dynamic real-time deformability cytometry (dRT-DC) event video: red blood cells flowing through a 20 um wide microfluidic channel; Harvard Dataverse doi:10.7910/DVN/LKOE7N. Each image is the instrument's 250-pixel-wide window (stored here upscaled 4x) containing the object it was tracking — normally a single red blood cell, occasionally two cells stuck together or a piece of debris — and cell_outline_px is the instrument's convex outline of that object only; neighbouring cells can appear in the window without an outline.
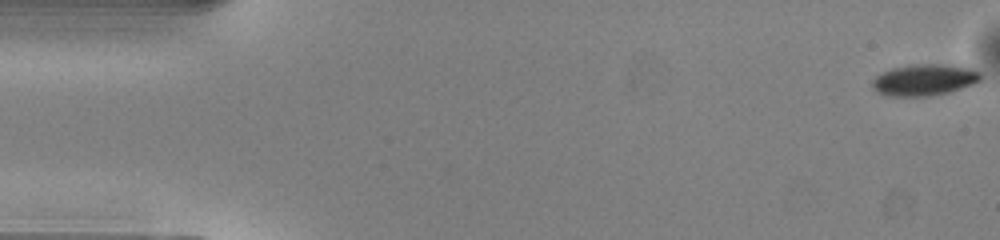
{"species": "common noctule bat (a hibernating species)", "species_latin": "Nyctalus noctula", "temperature_condition": "warm", "stored_images_in_passage": 50, "camera_frame_rate_fps": 3000, "um_per_image_px": 0.085, "animal": {"sex": "male", "body_mass_g": 13.0, "forearm_length_mm": 53.1}, "frame": {"image": 1, "passage_image": 1, "time_ms": 0.0, "image_size_px": [1000, 240], "cell_outline_px": [[980, 80], [972, 84], [948, 92], [928, 96], [888, 96], [872, 88], [872, 80], [880, 72], [892, 68], [912, 64], [940, 64], [968, 68], [980, 72]], "centroid_in_image_um": [78.51, 6.78], "position_along_channel_um": 6.5, "area_um2": 19.59}}
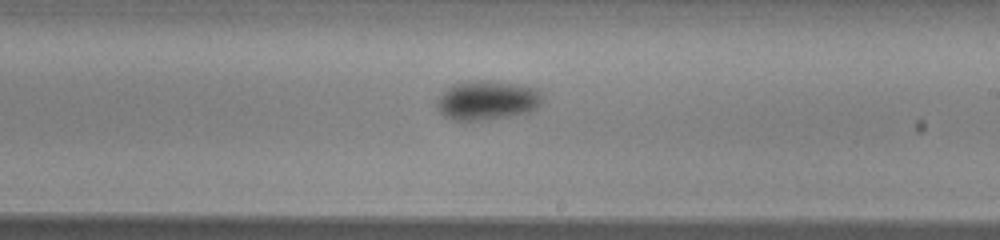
{"frame": {"image": 2, "passage_image": 29, "time_ms": 9.333, "image_size_px": [1000, 240], "cell_outline_px": [[544, 100], [532, 112], [512, 116], [484, 120], [452, 120], [444, 116], [436, 108], [436, 100], [440, 92], [452, 84], [468, 80], [484, 80], [516, 84], [536, 88], [544, 96]], "centroid_in_image_um": [41.39, 8.52], "position_along_channel_um": 247.6, "area_um2": 24.74}}
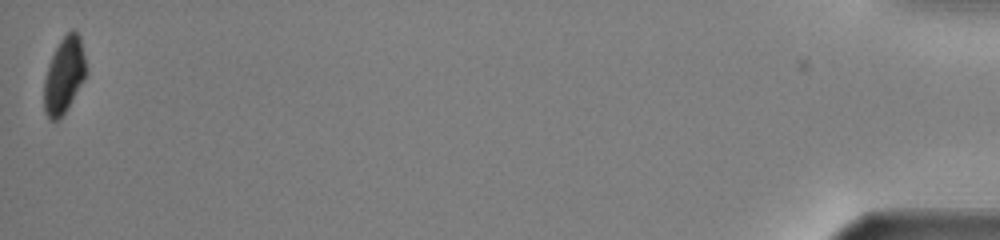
{"frame": {"image": 3, "passage_image": 50, "time_ms": 16.333, "image_size_px": [1000, 240], "cell_outline_px": [[84, 80], [68, 108], [56, 124], [48, 120], [44, 112], [44, 80], [48, 64], [60, 40], [72, 28], [76, 28], [80, 36], [84, 56]], "centroid_in_image_um": [5.42, 6.45], "position_along_channel_um": 429.8, "area_um2": 18.73}, "authors_computed_cell_mechanics": {"area_um2": 21.5594, "velocity_mm_per_s": 4.1064, "shape_relaxation_time_tau1_ms": 5.6872, "shape_relaxation_time_tau2_ms": null, "deformation_change_tau1": 0.118, "deformation_change_tau2": null}}